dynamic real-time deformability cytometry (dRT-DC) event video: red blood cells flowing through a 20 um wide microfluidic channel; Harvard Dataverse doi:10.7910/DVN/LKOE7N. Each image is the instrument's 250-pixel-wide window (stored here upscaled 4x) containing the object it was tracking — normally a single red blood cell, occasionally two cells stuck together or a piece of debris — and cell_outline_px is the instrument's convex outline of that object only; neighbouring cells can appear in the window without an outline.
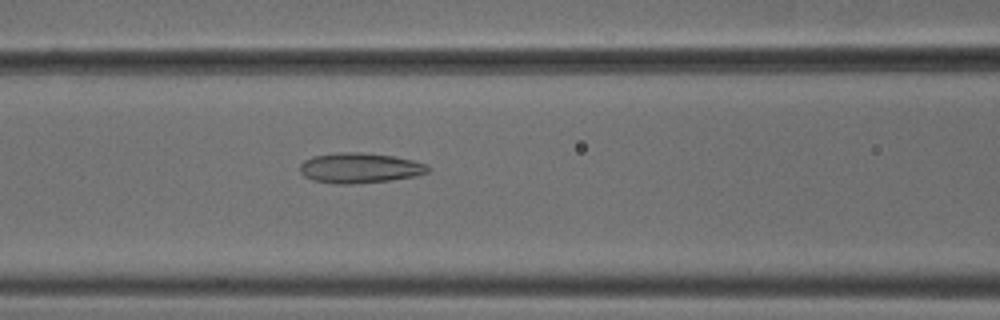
{"species": "common noctule bat (a hibernating species)", "species_latin": "Nyctalus noctula", "temperature_condition": "cold", "stored_images_in_passage": 52, "camera_frame_rate_fps": 3000, "um_per_image_px": 0.085, "animal": {"sex": "male", "body_mass_g": 18.8}, "frame": {"image": 1, "passage_image": 22, "time_ms": 7.0, "image_size_px": [1000, 320], "cell_outline_px": [[432, 168], [428, 172], [416, 176], [392, 180], [352, 184], [336, 184], [312, 180], [304, 176], [300, 172], [300, 164], [304, 160], [312, 156], [340, 152], [360, 152], [392, 156], [412, 160], [428, 164]], "centroid_in_image_um": [30.59, 14.28], "position_along_channel_um": 136.0, "area_um2": 22.72}}
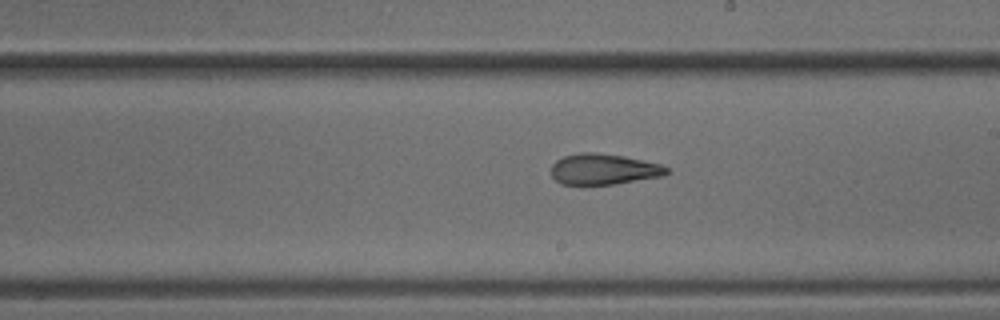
{"frame": {"image": 2, "passage_image": 30, "time_ms": 9.667, "image_size_px": [1000, 320], "cell_outline_px": [[668, 172], [664, 176], [612, 184], [584, 188], [560, 184], [552, 176], [552, 164], [556, 160], [564, 156], [580, 152], [596, 152], [624, 156], [644, 160], [660, 164], [668, 168]], "centroid_in_image_um": [51.25, 14.42], "position_along_channel_um": 237.7, "area_um2": 21.44}}
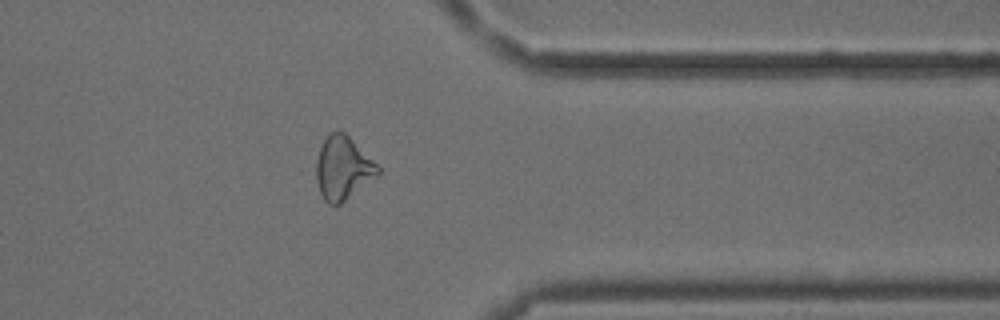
{"frame": {"image": 3, "passage_image": 42, "time_ms": 13.667, "image_size_px": [1000, 320], "cell_outline_px": [[380, 172], [340, 204], [328, 204], [324, 200], [320, 192], [316, 180], [316, 160], [320, 148], [324, 140], [332, 132], [344, 132], [380, 168]], "centroid_in_image_um": [29.1, 14.3], "position_along_channel_um": 382.3, "area_um2": 21.96}, "authors_computed_cell_mechanics": {"area_um2": 23.12, "velocity_mm_per_s": 3.8162, "shape_relaxation_time_tau1_ms": 8.0988, "shape_relaxation_time_tau2_ms": 2.5962, "deformation_change_tau1": 0.172, "deformation_change_tau2": 0.0969}}